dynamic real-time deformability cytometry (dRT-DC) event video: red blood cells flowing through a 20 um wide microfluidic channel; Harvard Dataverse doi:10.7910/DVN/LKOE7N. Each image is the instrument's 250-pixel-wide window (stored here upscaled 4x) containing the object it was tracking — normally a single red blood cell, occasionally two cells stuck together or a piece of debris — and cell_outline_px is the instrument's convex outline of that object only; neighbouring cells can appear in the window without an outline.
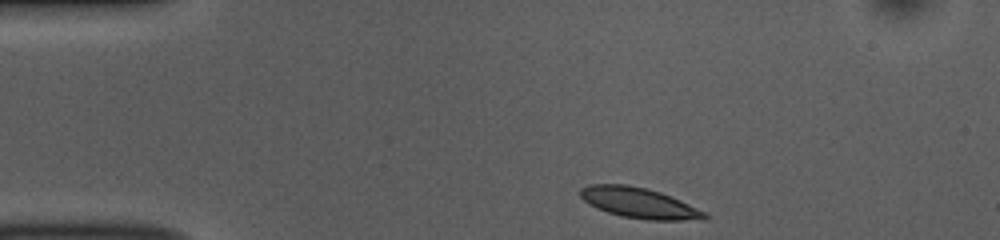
{"species": "common noctule bat (a hibernating species)", "species_latin": "Nyctalus noctula", "temperature_condition": "room temperature", "stored_images_in_passage": 44, "camera_frame_rate_fps": 3000, "um_per_image_px": 0.085, "animal": {"sex": "female", "body_mass_g": 10.0, "forearm_length_mm": 53.1}, "frame": {"image": 1, "passage_image": 1, "time_ms": 0.0, "image_size_px": [1000, 240], "cell_outline_px": [[708, 220], [648, 220], [624, 216], [608, 212], [596, 208], [588, 204], [580, 196], [580, 188], [588, 184], [628, 184], [648, 188], [660, 192], [680, 200], [704, 212], [708, 216]], "centroid_in_image_um": [54.31, 17.24], "position_along_channel_um": 30.7, "area_um2": 22.08}}
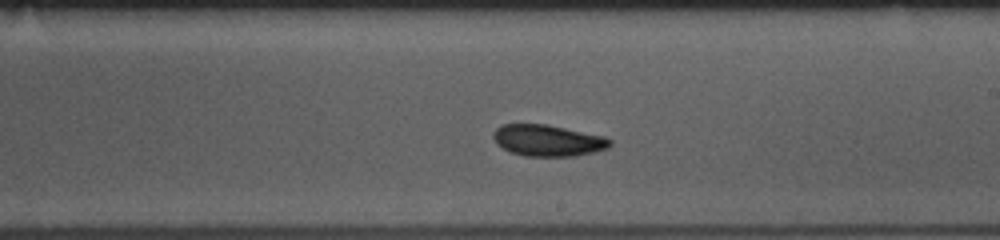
{"frame": {"image": 2, "passage_image": 22, "time_ms": 7.0, "image_size_px": [1000, 240], "cell_outline_px": [[612, 144], [608, 148], [576, 156], [524, 156], [512, 152], [496, 144], [492, 136], [492, 132], [500, 124], [548, 124], [604, 136], [612, 140]], "centroid_in_image_um": [46.55, 11.93], "position_along_channel_um": 242.4, "area_um2": 21.5}}
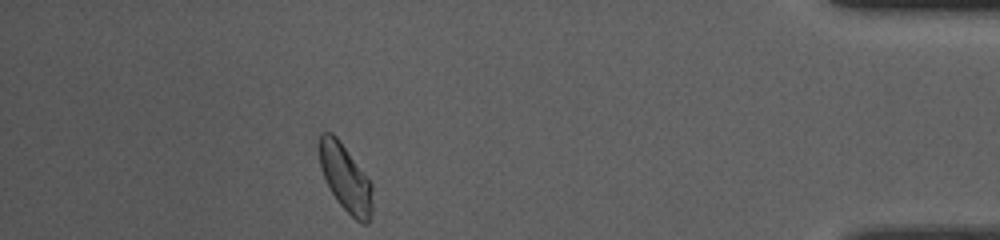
{"frame": {"image": 3, "passage_image": 39, "time_ms": 12.667, "image_size_px": [1000, 240], "cell_outline_px": [[372, 212], [368, 224], [364, 224], [356, 220], [336, 200], [320, 168], [320, 132], [332, 132], [340, 140], [372, 184]], "centroid_in_image_um": [29.38, 15.14], "position_along_channel_um": 405.8, "area_um2": 20.46}, "authors_computed_cell_mechanics": {"area_um2": 21.2993, "velocity_mm_per_s": 3.7339, "shape_relaxation_time_tau1_ms": 2.9195, "shape_relaxation_time_tau2_ms": 6.7725, "deformation_change_tau1": 0.0818, "deformation_change_tau2": 0.0785}}